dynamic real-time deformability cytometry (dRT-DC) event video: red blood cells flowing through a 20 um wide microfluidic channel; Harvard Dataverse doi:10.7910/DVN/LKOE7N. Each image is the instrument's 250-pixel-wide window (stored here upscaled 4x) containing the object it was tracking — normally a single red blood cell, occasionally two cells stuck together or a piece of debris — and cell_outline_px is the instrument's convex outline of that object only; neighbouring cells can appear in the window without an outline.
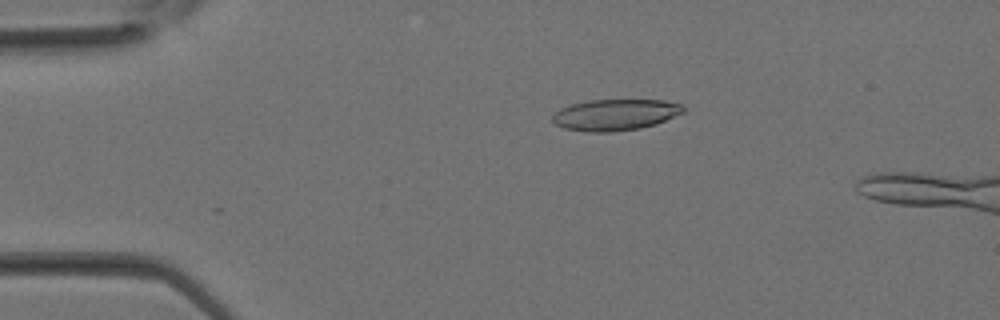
{"species": "Egyptian fruit bat (a non-hibernating species)", "species_latin": "Rousettus aegyptiacus", "temperature_condition": "room temperature", "stored_images_in_passage": 10, "camera_frame_rate_fps": 3000, "um_per_image_px": 0.085, "animal": {"sex": "female"}, "frame": {"image": 1, "passage_image": 7, "time_ms": 2.0, "image_size_px": [1000, 320], "cell_outline_px": [[684, 112], [656, 124], [640, 128], [612, 132], [588, 132], [564, 128], [552, 124], [552, 116], [560, 108], [572, 104], [588, 100], [664, 100], [684, 104]], "centroid_in_image_um": [52.29, 9.75], "position_along_channel_um": 32.7, "area_um2": 23.99}}